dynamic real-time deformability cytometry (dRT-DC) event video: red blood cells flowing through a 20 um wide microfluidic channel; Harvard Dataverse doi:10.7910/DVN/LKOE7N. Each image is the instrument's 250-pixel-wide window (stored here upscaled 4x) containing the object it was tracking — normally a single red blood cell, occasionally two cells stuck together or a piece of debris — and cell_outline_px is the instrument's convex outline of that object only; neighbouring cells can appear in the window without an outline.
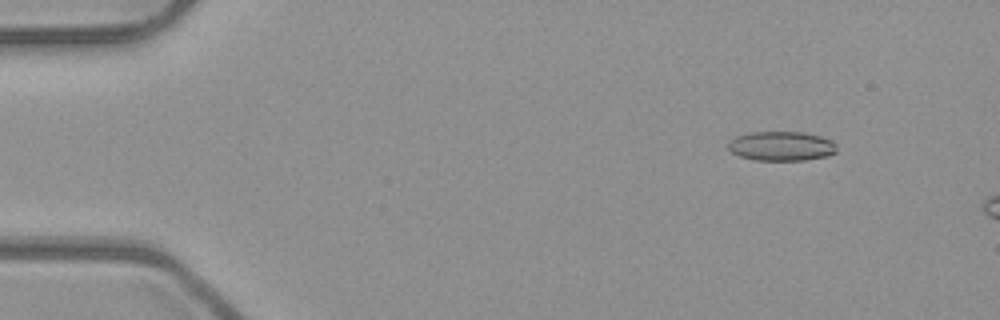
{"species": "common noctule bat (a hibernating species)", "species_latin": "Nyctalus noctula", "temperature_condition": "room temperature", "stored_images_in_passage": 6, "camera_frame_rate_fps": 3000, "um_per_image_px": 0.085, "animal": {"sex": "male", "body_mass_g": 23.1, "forearm_length_mm": 52.7}, "frame": {"image": 1, "passage_image": 1, "time_ms": 0.0, "image_size_px": [1000, 320], "cell_outline_px": [[836, 152], [828, 156], [804, 160], [756, 160], [740, 156], [732, 152], [728, 148], [728, 144], [736, 136], [752, 132], [800, 132], [820, 136], [832, 140], [836, 144]], "centroid_in_image_um": [66.44, 12.42], "position_along_channel_um": 18.6, "area_um2": 18.5}}